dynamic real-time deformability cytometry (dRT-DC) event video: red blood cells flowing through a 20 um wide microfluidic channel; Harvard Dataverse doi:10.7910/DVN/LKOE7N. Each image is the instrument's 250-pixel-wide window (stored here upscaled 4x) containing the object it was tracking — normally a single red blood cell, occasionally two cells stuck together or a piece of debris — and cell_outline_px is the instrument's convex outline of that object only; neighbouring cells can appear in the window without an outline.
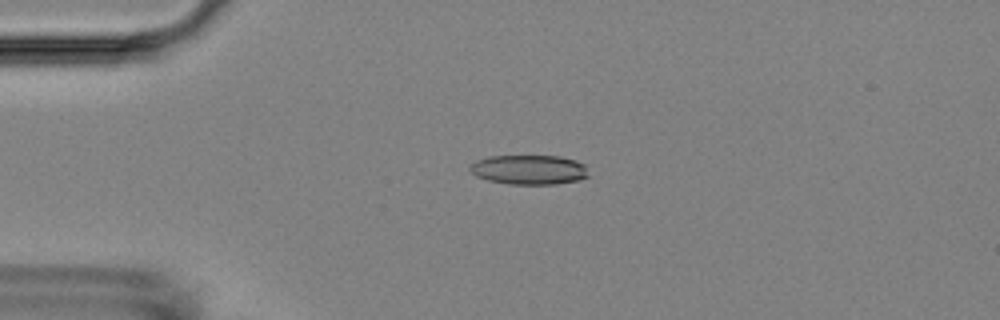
{"species": "Egyptian fruit bat (a non-hibernating species)", "species_latin": "Rousettus aegyptiacus", "temperature_condition": "room temperature", "stored_images_in_passage": 2, "camera_frame_rate_fps": 3000, "um_per_image_px": 0.085, "animal": {"sex": "female"}, "frame": {"image": 1, "passage_image": 1, "time_ms": 0.0, "image_size_px": [1000, 320], "cell_outline_px": [[588, 176], [580, 180], [556, 184], [508, 184], [488, 180], [476, 176], [468, 168], [476, 160], [488, 156], [560, 156], [576, 160], [584, 164]], "centroid_in_image_um": [44.97, 14.42], "position_along_channel_um": 40.0, "area_um2": 20.46}}